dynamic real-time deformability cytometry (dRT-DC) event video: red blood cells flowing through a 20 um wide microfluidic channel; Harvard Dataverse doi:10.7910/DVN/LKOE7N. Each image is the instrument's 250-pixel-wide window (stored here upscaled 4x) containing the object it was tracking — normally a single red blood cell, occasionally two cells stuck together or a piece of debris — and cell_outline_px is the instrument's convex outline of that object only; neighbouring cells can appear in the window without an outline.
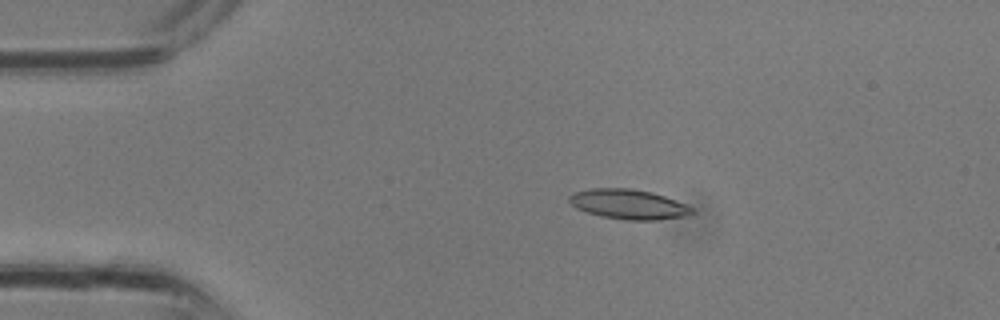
{"species": "common noctule bat (a hibernating species)", "species_latin": "Nyctalus noctula", "temperature_condition": "room temperature", "stored_images_in_passage": 3, "camera_frame_rate_fps": 3000, "um_per_image_px": 0.085, "animal": {"sex": "male", "body_mass_g": 13.3}, "frame": {"image": 1, "passage_image": 2, "time_ms": 0.333, "image_size_px": [1000, 320], "cell_outline_px": [[696, 212], [688, 216], [656, 220], [624, 220], [600, 216], [576, 208], [568, 200], [568, 196], [572, 192], [592, 188], [632, 188], [652, 192], [664, 196], [684, 204], [692, 208]], "centroid_in_image_um": [53.41, 17.36], "position_along_channel_um": 31.6, "area_um2": 21.44}}
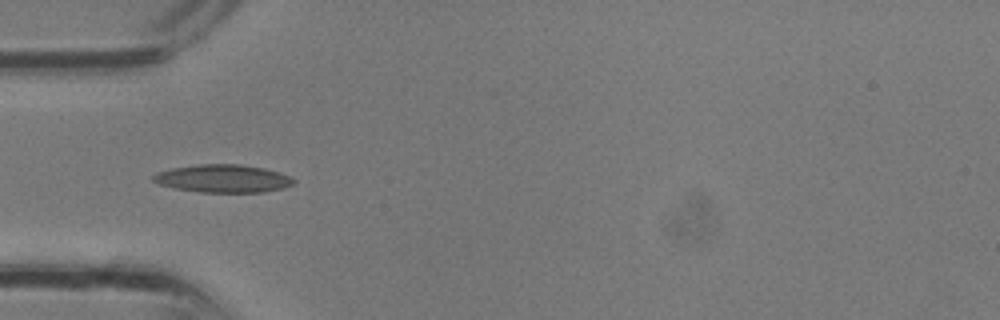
{"frame": {"image": 2, "passage_image": 3, "time_ms": 0.667, "image_size_px": [1000, 320], "cell_outline_px": [[296, 180], [292, 184], [284, 188], [264, 192], [200, 192], [176, 188], [160, 184], [152, 180], [152, 176], [156, 172], [172, 168], [196, 164], [240, 164], [264, 168], [280, 172]], "centroid_in_image_um": [18.96, 15.17], "position_along_channel_um": 66.0, "area_um2": 22.83}}